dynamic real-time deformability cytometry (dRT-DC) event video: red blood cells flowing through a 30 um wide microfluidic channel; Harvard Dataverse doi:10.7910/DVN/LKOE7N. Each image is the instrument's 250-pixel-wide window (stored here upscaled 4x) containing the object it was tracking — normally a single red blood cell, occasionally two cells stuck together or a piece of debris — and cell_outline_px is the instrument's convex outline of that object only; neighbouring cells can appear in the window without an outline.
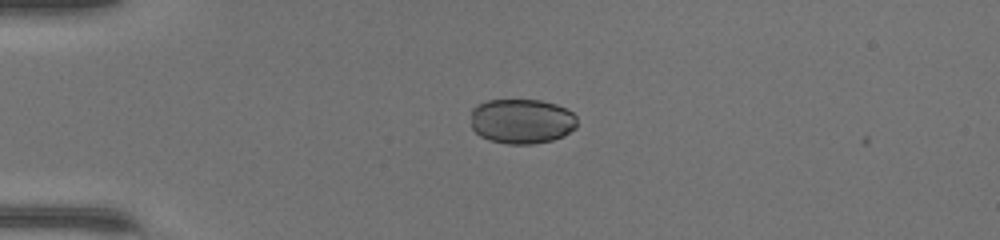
{"species": "common noctule bat (a hibernating species)", "species_latin": "Nyctalus noctula", "temperature_condition": "warm", "stored_images_in_passage": 6, "camera_frame_rate_fps": 3000, "um_per_image_px": 0.085, "animal": {"sex": "female", "body_mass_g": 17.0, "forearm_length_mm": 48.0}, "frame": {"image": 1, "passage_image": 3, "time_ms": 0.667, "image_size_px": [1000, 240], "cell_outline_px": [[576, 128], [564, 136], [552, 140], [532, 144], [508, 144], [488, 140], [480, 136], [472, 128], [472, 108], [476, 104], [488, 100], [540, 100], [556, 104], [572, 112], [576, 116]], "centroid_in_image_um": [44.34, 10.3], "position_along_channel_um": 40.7, "area_um2": 27.98}}